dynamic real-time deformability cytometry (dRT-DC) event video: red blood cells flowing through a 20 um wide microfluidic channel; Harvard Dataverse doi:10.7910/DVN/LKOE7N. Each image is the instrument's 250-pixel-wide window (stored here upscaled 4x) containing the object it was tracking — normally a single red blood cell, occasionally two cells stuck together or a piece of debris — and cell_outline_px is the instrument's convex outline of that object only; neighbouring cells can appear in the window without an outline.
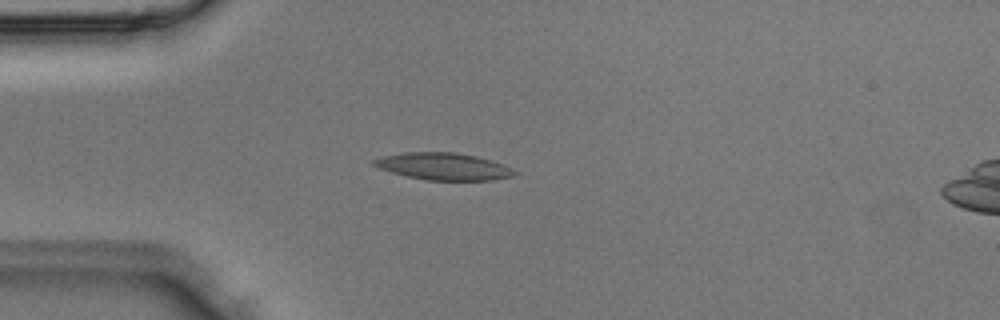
{"species": "Egyptian fruit bat (a non-hibernating species)", "species_latin": "Rousettus aegyptiacus", "temperature_condition": "room temperature", "stored_images_in_passage": 4, "camera_frame_rate_fps": 3000, "um_per_image_px": 0.085, "animal": {"sex": "male"}, "frame": {"image": 1, "passage_image": 3, "time_ms": 0.667, "image_size_px": [1000, 320], "cell_outline_px": [[520, 172], [516, 176], [492, 180], [424, 180], [392, 172], [380, 168], [372, 164], [372, 160], [384, 156], [404, 152], [456, 152], [476, 156], [492, 160], [512, 168]], "centroid_in_image_um": [37.76, 14.14], "position_along_channel_um": 47.2, "area_um2": 22.25}}